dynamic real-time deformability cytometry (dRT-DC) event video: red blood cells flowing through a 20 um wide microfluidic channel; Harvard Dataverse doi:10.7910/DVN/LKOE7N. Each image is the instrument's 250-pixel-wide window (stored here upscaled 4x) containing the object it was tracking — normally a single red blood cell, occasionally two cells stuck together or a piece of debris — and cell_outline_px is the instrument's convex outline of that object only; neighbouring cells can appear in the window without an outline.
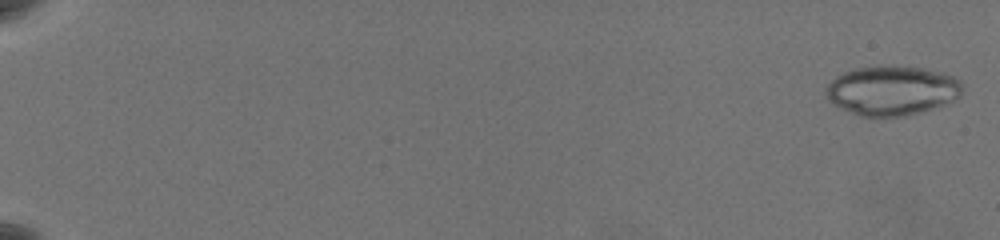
{"species": "common noctule bat (a hibernating species)", "species_latin": "Nyctalus noctula", "temperature_condition": "warm", "stored_images_in_passage": 61, "camera_frame_rate_fps": 3000, "um_per_image_px": 0.085, "animal": {"sex": "female", "body_mass_g": 19.5, "forearm_length_mm": 54.1}, "frame": {"image": 1, "passage_image": 1, "time_ms": 0.0, "image_size_px": [1000, 240], "cell_outline_px": [[960, 96], [956, 100], [904, 116], [860, 116], [840, 108], [828, 100], [824, 96], [824, 88], [836, 76], [844, 72], [856, 68], [880, 64], [892, 64], [924, 68], [940, 72], [952, 76], [960, 80]], "centroid_in_image_um": [75.75, 7.66], "position_along_channel_um": 9.2, "area_um2": 39.59}}
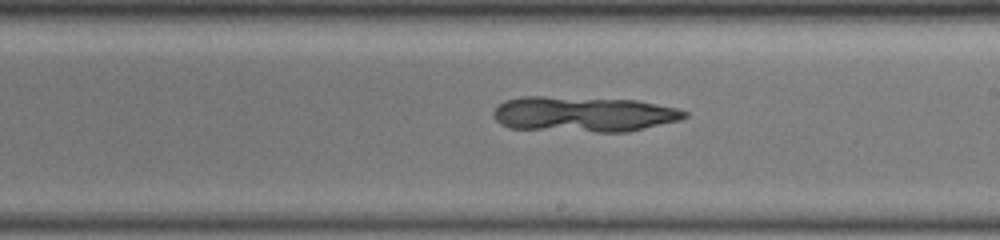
{"frame": {"image": 2, "passage_image": 39, "time_ms": 12.667, "image_size_px": [1000, 240], "cell_outline_px": [[688, 116], [680, 120], [628, 132], [596, 132], [508, 128], [500, 124], [492, 116], [492, 112], [504, 100], [520, 96], [544, 96], [636, 100], [676, 108], [688, 112]], "centroid_in_image_um": [49.57, 9.7], "position_along_channel_um": 239.4, "area_um2": 39.65}}
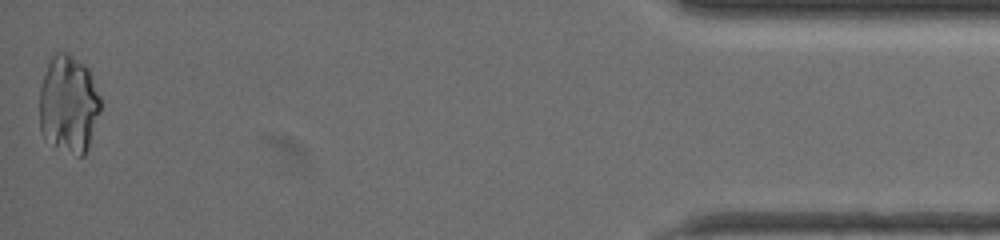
{"frame": {"image": 3, "passage_image": 61, "time_ms": 20.0, "image_size_px": [1000, 240], "cell_outline_px": [[100, 112], [88, 148], [84, 156], [80, 156], [44, 140], [40, 132], [40, 88], [48, 64], [52, 56], [56, 52], [68, 52], [84, 64], [88, 68], [92, 76], [100, 96]], "centroid_in_image_um": [5.83, 8.84], "position_along_channel_um": 429.4, "area_um2": 34.74}}